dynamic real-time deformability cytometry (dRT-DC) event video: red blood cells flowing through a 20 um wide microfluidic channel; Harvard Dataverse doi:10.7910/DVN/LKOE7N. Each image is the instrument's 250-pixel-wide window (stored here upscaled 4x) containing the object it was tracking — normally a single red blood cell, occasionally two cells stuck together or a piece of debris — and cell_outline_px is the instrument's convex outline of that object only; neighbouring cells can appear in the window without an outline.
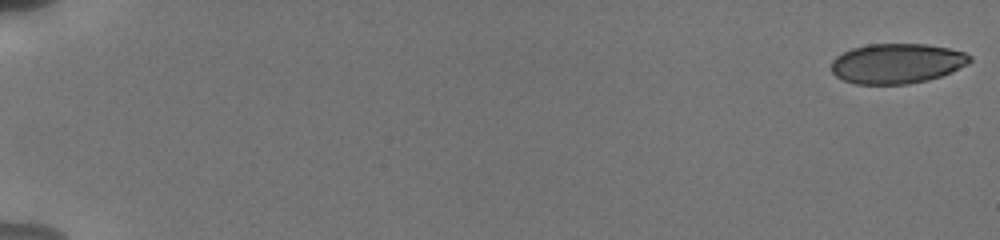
{"species": "human", "species_latin": "Homo sapiens", "temperature_condition": "cold", "stored_images_in_passage": 56, "camera_frame_rate_fps": 3000, "um_per_image_px": 0.085, "donor": {"sex": "male"}, "frame": {"image": 1, "passage_image": 1, "time_ms": 0.0, "image_size_px": [1000, 240], "cell_outline_px": [[972, 60], [968, 64], [952, 72], [928, 80], [908, 84], [856, 84], [844, 80], [836, 76], [832, 72], [832, 60], [836, 56], [852, 48], [868, 44], [924, 44], [948, 48], [964, 52], [972, 56]], "centroid_in_image_um": [76.25, 5.39], "position_along_channel_um": 8.7, "area_um2": 32.31}}
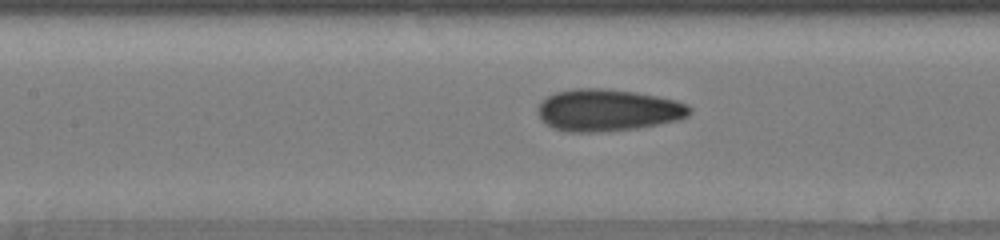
{"frame": {"image": 2, "passage_image": 28, "time_ms": 9.0, "image_size_px": [1000, 240], "cell_outline_px": [[692, 112], [688, 116], [680, 120], [636, 128], [600, 132], [564, 132], [552, 128], [540, 120], [536, 108], [540, 100], [556, 92], [572, 88], [604, 88], [636, 92], [676, 100], [688, 104], [692, 108]], "centroid_in_image_um": [51.63, 9.36], "position_along_channel_um": 155.8, "area_um2": 37.69}}
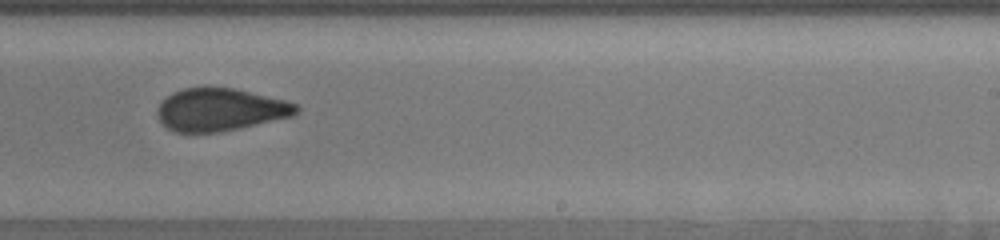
{"frame": {"image": 3, "passage_image": 37, "time_ms": 12.0, "image_size_px": [1000, 240], "cell_outline_px": [[300, 112], [292, 116], [240, 128], [220, 132], [172, 132], [160, 120], [156, 112], [160, 104], [172, 92], [184, 88], [232, 88], [284, 100], [296, 104], [300, 108]], "centroid_in_image_um": [18.72, 9.33], "position_along_channel_um": 270.3, "area_um2": 34.1}, "authors_computed_cell_mechanics": {"area_um2": 34.7089, "velocity_mm_per_s": 3.8385, "shape_relaxation_time_tau1_ms": 7.0068, "shape_relaxation_time_tau2_ms": 1.4866, "deformation_change_tau1": 0.1576, "deformation_change_tau2": 0.0632}}